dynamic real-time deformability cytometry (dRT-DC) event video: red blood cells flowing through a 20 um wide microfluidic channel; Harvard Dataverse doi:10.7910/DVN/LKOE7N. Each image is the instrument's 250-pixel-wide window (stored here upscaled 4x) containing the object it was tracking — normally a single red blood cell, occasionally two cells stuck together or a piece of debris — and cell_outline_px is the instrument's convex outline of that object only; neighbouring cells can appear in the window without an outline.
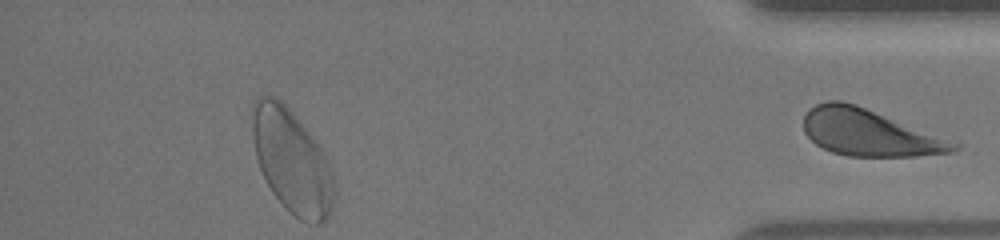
{"species": "human", "species_latin": "Homo sapiens", "temperature_condition": "warm", "stored_images_in_passage": 39, "segment_of_instrument_passage": [2, 2], "camera_frame_rate_fps": 3000, "um_per_image_px": 0.085, "donor": {"sex": "female"}, "frame": {"image": 1, "passage_image": 39, "time_ms": 12.667, "image_size_px": [1000, 240], "cell_outline_px": [[960, 148], [952, 152], [916, 156], [848, 156], [832, 152], [816, 144], [804, 132], [804, 116], [816, 104], [828, 100], [840, 100], [856, 104], [960, 144]], "centroid_in_image_um": [73.86, 11.28], "position_along_channel_um": 361.3, "area_um2": 40.23}}